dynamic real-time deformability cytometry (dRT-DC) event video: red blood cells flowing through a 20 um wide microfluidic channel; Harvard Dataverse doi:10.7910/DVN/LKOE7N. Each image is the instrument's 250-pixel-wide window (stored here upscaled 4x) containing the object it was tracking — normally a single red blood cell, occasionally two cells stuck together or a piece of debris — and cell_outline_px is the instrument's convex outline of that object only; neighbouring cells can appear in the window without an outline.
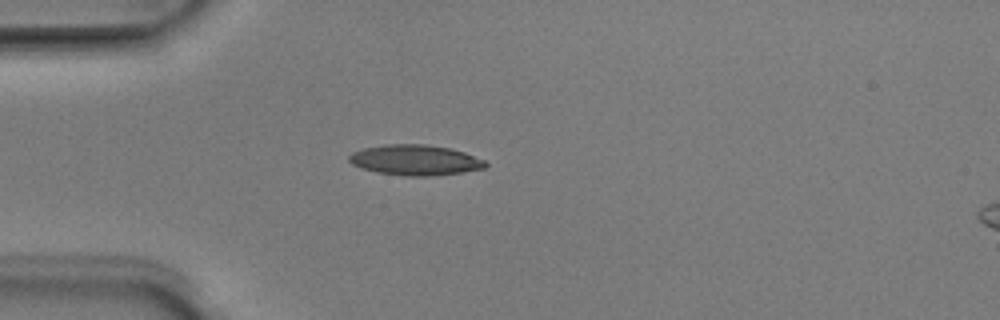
{"species": "Egyptian fruit bat (a non-hibernating species)", "species_latin": "Rousettus aegyptiacus", "temperature_condition": "room temperature", "stored_images_in_passage": 38, "camera_frame_rate_fps": 3000, "um_per_image_px": 0.085, "animal": {"sex": "male"}, "frame": {"image": 1, "passage_image": 1, "time_ms": 0.0, "image_size_px": [1000, 320], "cell_outline_px": [[488, 164], [484, 168], [460, 172], [432, 176], [404, 176], [376, 172], [360, 168], [352, 164], [348, 160], [348, 156], [352, 152], [364, 148], [388, 144], [424, 144], [448, 148], [464, 152], [484, 160]], "centroid_in_image_um": [35.25, 13.61], "position_along_channel_um": 49.8, "area_um2": 24.1}}
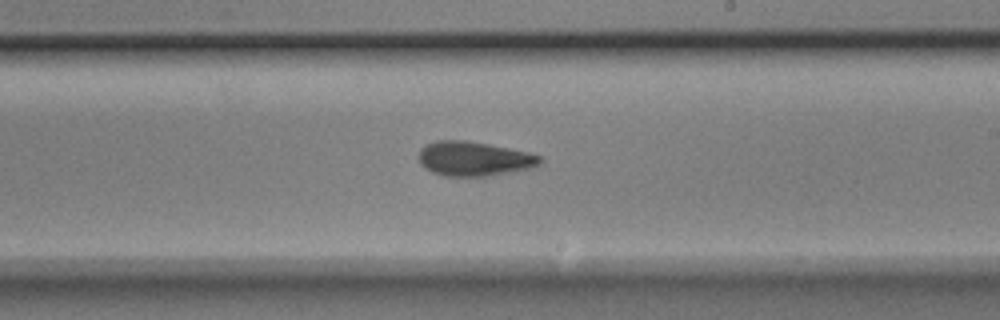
{"frame": {"image": 2, "passage_image": 17, "time_ms": 5.333, "image_size_px": [1000, 320], "cell_outline_px": [[544, 160], [540, 164], [532, 168], [488, 176], [444, 176], [432, 172], [424, 168], [420, 164], [416, 156], [420, 148], [424, 144], [436, 140], [464, 140], [488, 144], [528, 152], [540, 156]], "centroid_in_image_um": [40.24, 13.49], "position_along_channel_um": 248.8, "area_um2": 24.68}}
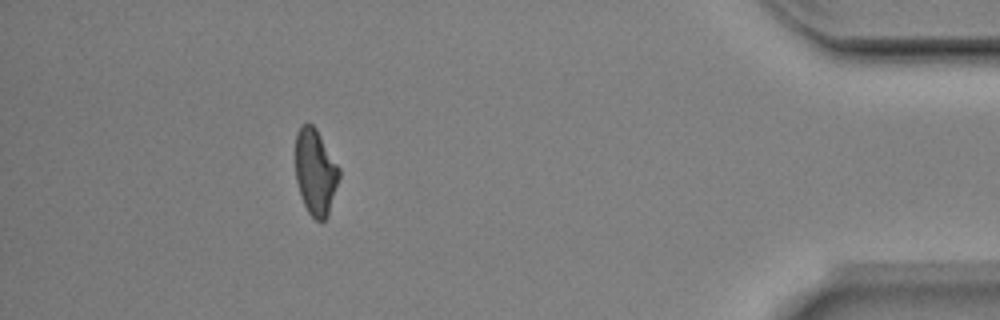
{"frame": {"image": 3, "passage_image": 33, "time_ms": 10.667, "image_size_px": [1000, 320], "cell_outline_px": [[340, 176], [328, 216], [324, 220], [316, 220], [308, 212], [304, 204], [296, 180], [296, 132], [304, 124], [312, 124], [316, 128], [340, 168]], "centroid_in_image_um": [26.83, 14.62], "position_along_channel_um": 408.4, "area_um2": 21.73}, "authors_computed_cell_mechanics": {"area_um2": 23.6113, "velocity_mm_per_s": 3.9674, "shape_relaxation_time_tau1_ms": 3.1645, "shape_relaxation_time_tau2_ms": 4.1815, "deformation_change_tau1": 0.1348, "deformation_change_tau2": 0.118}}